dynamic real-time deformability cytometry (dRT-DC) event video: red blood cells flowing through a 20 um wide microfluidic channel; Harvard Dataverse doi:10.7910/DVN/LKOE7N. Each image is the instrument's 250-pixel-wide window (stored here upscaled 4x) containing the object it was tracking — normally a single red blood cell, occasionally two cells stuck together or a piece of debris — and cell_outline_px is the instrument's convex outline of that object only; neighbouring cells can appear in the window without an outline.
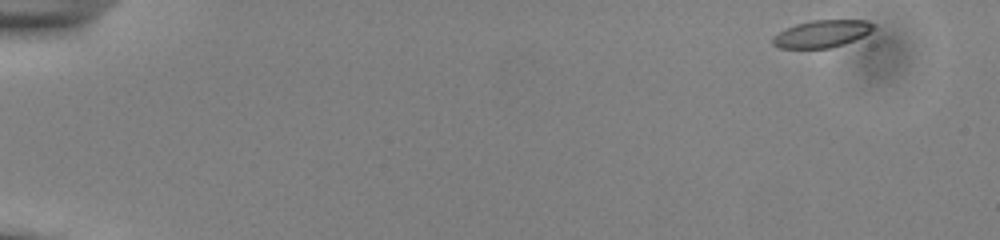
{"species": "common noctule bat (a hibernating species)", "species_latin": "Nyctalus noctula", "temperature_condition": "cold", "stored_images_in_passage": 51, "camera_frame_rate_fps": 3000, "um_per_image_px": 0.085, "animal": {"sex": "male", "body_mass_g": 13.0, "forearm_length_mm": 53.1}, "frame": {"image": 1, "passage_image": 1, "time_ms": 0.0, "image_size_px": [1000, 240], "cell_outline_px": [[876, 28], [864, 36], [844, 44], [828, 48], [780, 48], [772, 44], [772, 40], [780, 32], [796, 24], [812, 20], [868, 20], [876, 24]], "centroid_in_image_um": [69.93, 2.86], "position_along_channel_um": 15.1, "area_um2": 15.95}}
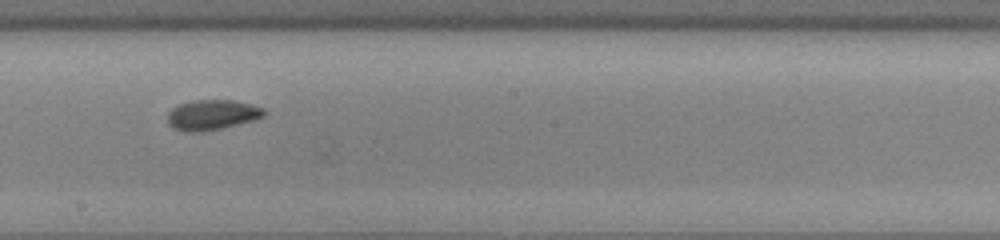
{"frame": {"image": 2, "passage_image": 29, "time_ms": 9.333, "image_size_px": [1000, 240], "cell_outline_px": [[268, 112], [264, 116], [252, 120], [204, 132], [184, 132], [172, 128], [168, 124], [168, 112], [172, 108], [180, 104], [192, 100], [232, 100], [264, 108]], "centroid_in_image_um": [17.99, 9.77], "position_along_channel_um": 230.2, "area_um2": 16.94}}
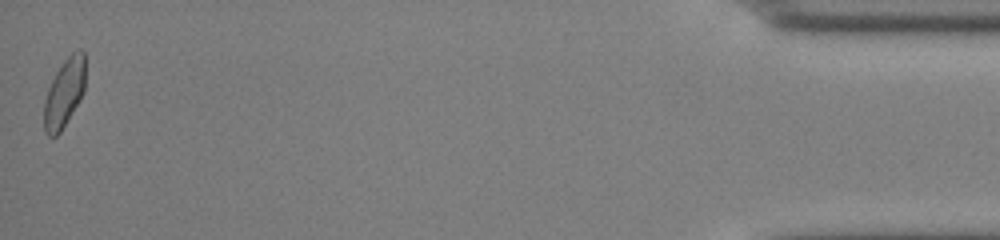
{"frame": {"image": 3, "passage_image": 51, "time_ms": 16.667, "image_size_px": [1000, 240], "cell_outline_px": [[84, 92], [80, 100], [60, 132], [56, 136], [48, 136], [44, 132], [44, 100], [48, 88], [56, 72], [64, 60], [72, 52], [80, 48], [84, 52]], "centroid_in_image_um": [5.46, 7.9], "position_along_channel_um": 429.7, "area_um2": 16.42}, "authors_computed_cell_mechanics": {"area_um2": 16.8198, "velocity_mm_per_s": 3.8646, "shape_relaxation_time_tau1_ms": 10.1803, "shape_relaxation_time_tau2_ms": 1.8096, "deformation_change_tau1": 0.136, "deformation_change_tau2": 0.0476}}